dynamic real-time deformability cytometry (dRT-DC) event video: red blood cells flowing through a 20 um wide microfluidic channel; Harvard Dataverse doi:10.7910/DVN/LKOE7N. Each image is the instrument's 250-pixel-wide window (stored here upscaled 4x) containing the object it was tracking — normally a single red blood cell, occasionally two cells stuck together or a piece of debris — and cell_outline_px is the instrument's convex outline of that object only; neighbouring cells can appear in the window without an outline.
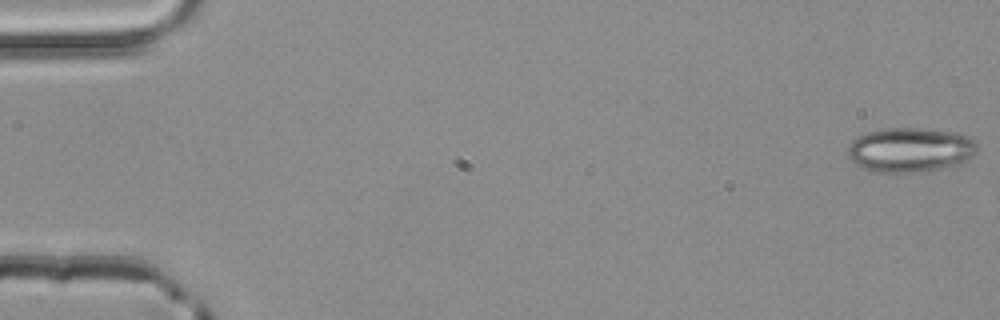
{"species": "common noctule bat (a hibernating species)", "species_latin": "Nyctalus noctula", "temperature_condition": "room temperature", "stored_images_in_passage": 4, "camera_frame_rate_fps": 3000, "um_per_image_px": 0.085, "animal": {"sex": "male", "body_mass_g": 20.4}, "frame": {"image": 1, "passage_image": 1, "time_ms": 0.0, "image_size_px": [1000, 320], "cell_outline_px": [[976, 152], [968, 160], [960, 164], [940, 168], [916, 172], [876, 172], [856, 164], [848, 156], [848, 148], [852, 140], [856, 136], [868, 132], [888, 128], [924, 128], [952, 132], [968, 136], [976, 140]], "centroid_in_image_um": [77.38, 12.72], "position_along_channel_um": 7.6, "area_um2": 33.47}}